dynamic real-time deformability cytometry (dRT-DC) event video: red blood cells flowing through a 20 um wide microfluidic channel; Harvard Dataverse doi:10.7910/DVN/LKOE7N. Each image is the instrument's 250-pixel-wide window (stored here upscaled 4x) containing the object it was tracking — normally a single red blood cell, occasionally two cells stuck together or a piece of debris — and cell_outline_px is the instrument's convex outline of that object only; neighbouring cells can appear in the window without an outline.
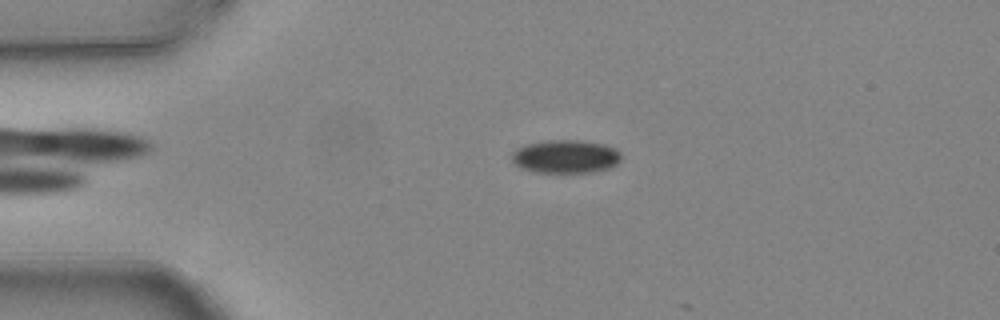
{"species": "common noctule bat (a hibernating species)", "species_latin": "Nyctalus noctula", "temperature_condition": "warm", "stored_images_in_passage": 5, "camera_frame_rate_fps": 3000, "um_per_image_px": 0.085, "animal": {"sex": "female", "body_mass_g": 24.6, "forearm_length_mm": 56.2}, "frame": {"image": 1, "passage_image": 5, "time_ms": 1.333, "image_size_px": [1000, 320], "cell_outline_px": [[620, 160], [612, 168], [592, 172], [536, 172], [520, 168], [512, 160], [512, 152], [516, 148], [524, 144], [548, 140], [580, 140], [604, 144], [616, 148], [620, 152]], "centroid_in_image_um": [48.08, 13.3], "position_along_channel_um": 36.9, "area_um2": 21.39}}